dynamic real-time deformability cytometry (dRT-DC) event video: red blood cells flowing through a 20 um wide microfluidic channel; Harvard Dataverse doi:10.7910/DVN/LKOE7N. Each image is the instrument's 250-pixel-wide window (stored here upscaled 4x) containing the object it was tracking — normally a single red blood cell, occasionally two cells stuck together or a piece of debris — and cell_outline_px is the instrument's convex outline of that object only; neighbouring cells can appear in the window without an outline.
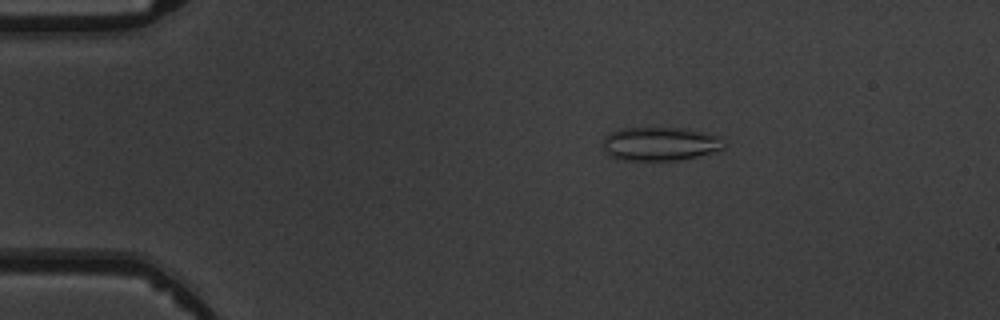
{"species": "common noctule bat (a hibernating species)", "species_latin": "Nyctalus noctula", "temperature_condition": "warm", "stored_images_in_passage": 4, "camera_frame_rate_fps": 3000, "um_per_image_px": 0.085, "animal": {"sex": "male", "body_mass_g": 19.5, "forearm_length_mm": 54.6}, "frame": {"image": 1, "passage_image": 3, "time_ms": 2.333, "image_size_px": [1000, 320], "cell_outline_px": [[724, 148], [696, 156], [676, 160], [624, 160], [608, 156], [604, 152], [604, 136], [620, 128], [680, 128], [704, 132], [716, 136]], "centroid_in_image_um": [56.0, 12.23], "position_along_channel_um": 29.0, "area_um2": 23.29}}